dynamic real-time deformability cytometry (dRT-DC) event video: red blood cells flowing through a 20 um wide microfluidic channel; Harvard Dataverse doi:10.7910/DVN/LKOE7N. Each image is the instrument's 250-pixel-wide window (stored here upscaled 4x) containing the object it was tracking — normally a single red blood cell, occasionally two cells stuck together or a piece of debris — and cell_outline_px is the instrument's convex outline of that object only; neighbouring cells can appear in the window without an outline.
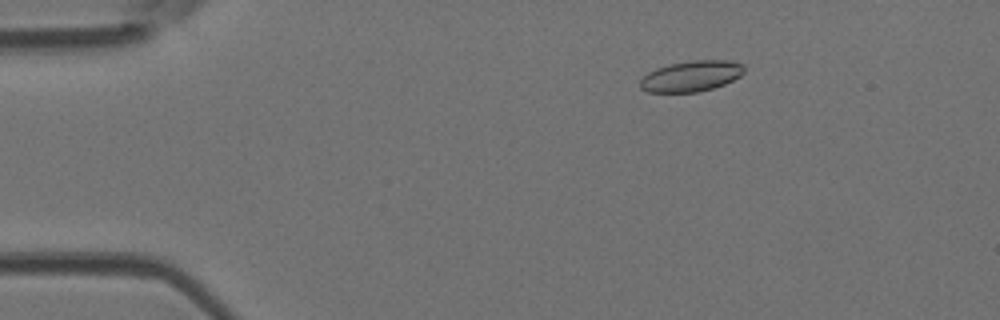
{"species": "Egyptian fruit bat (a non-hibernating species)", "species_latin": "Rousettus aegyptiacus", "temperature_condition": "room temperature", "stored_images_in_passage": 4, "camera_frame_rate_fps": 3000, "um_per_image_px": 0.085, "animal": {"sex": "female"}, "frame": {"image": 1, "passage_image": 1, "time_ms": 0.0, "image_size_px": [1000, 320], "cell_outline_px": [[744, 72], [740, 76], [724, 84], [712, 88], [696, 92], [648, 92], [640, 88], [640, 80], [648, 72], [656, 68], [668, 64], [692, 60], [732, 60], [744, 64]], "centroid_in_image_um": [58.76, 6.46], "position_along_channel_um": 26.2, "area_um2": 18.73}}